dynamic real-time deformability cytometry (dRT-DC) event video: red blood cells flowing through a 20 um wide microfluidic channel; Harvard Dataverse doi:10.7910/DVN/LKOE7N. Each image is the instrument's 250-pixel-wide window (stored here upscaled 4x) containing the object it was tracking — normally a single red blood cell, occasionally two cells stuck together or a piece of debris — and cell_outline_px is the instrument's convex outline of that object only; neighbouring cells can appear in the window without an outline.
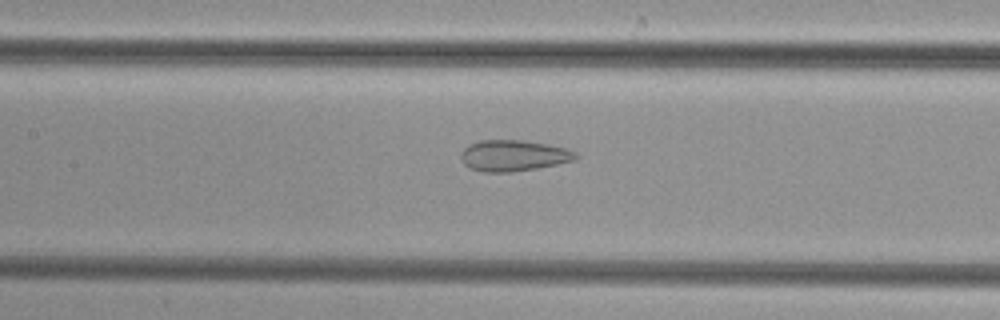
{"species": "common noctule bat (a hibernating species)", "species_latin": "Nyctalus noctula", "temperature_condition": "cold", "stored_images_in_passage": 41, "camera_frame_rate_fps": 3000, "um_per_image_px": 0.085, "animal": {"sex": "female", "body_mass_g": 29.2, "forearm_length_mm": 56.3}, "frame": {"image": 1, "passage_image": 14, "time_ms": 4.333, "image_size_px": [1000, 320], "cell_outline_px": [[580, 156], [576, 160], [536, 168], [512, 172], [484, 172], [468, 168], [464, 164], [460, 156], [460, 152], [468, 144], [480, 140], [524, 140], [548, 144], [564, 148], [576, 152]], "centroid_in_image_um": [43.62, 13.22], "position_along_channel_um": 163.8, "area_um2": 20.98}}
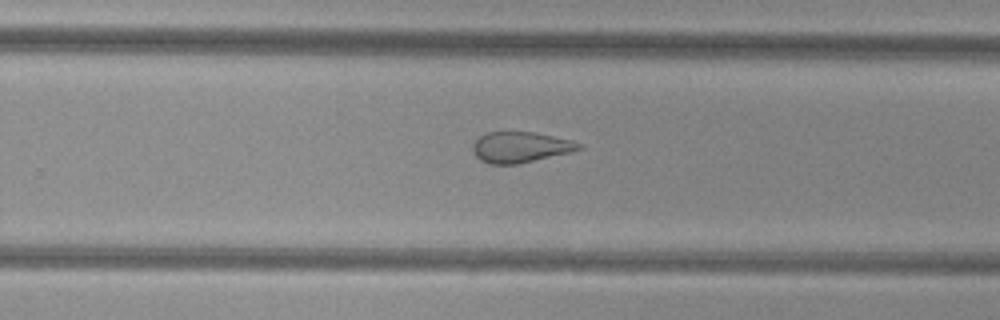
{"frame": {"image": 2, "passage_image": 23, "time_ms": 7.333, "image_size_px": [1000, 320], "cell_outline_px": [[584, 148], [568, 152], [516, 164], [488, 164], [480, 160], [476, 156], [472, 148], [472, 144], [480, 136], [488, 132], [536, 132], [572, 140], [584, 144]], "centroid_in_image_um": [44.23, 12.5], "position_along_channel_um": 285.6, "area_um2": 18.9}}
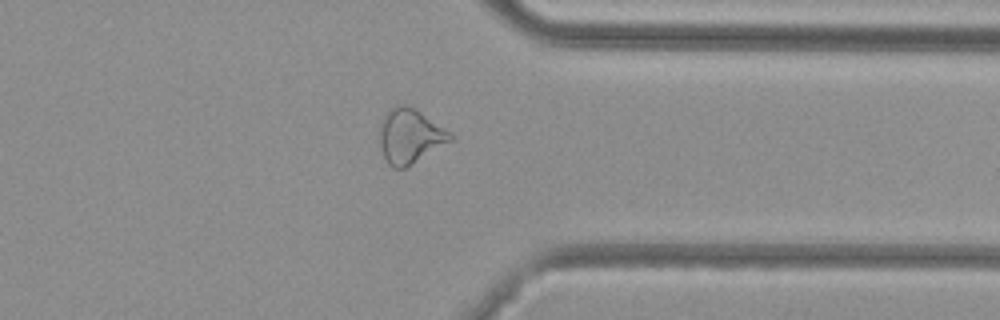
{"frame": {"image": 3, "passage_image": 30, "time_ms": 9.667, "image_size_px": [1000, 320], "cell_outline_px": [[452, 140], [404, 168], [392, 168], [388, 164], [384, 156], [380, 144], [380, 124], [384, 116], [392, 108], [400, 104], [404, 104], [416, 108], [444, 128], [452, 136]], "centroid_in_image_um": [34.82, 11.56], "position_along_channel_um": 376.6, "area_um2": 21.96}}